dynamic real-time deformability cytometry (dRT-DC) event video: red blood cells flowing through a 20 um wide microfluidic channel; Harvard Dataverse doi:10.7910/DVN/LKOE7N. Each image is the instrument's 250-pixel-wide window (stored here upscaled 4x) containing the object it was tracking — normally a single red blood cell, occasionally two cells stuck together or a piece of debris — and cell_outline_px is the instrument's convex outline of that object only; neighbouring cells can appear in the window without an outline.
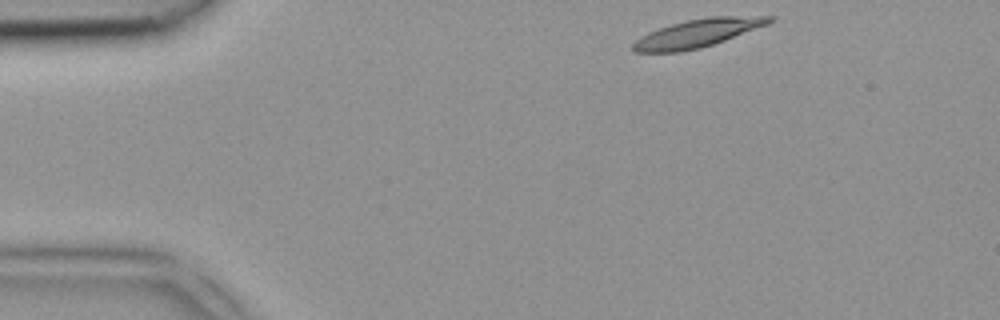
{"species": "common noctule bat (a hibernating species)", "species_latin": "Nyctalus noctula", "temperature_condition": "room temperature", "stored_images_in_passage": 4, "camera_frame_rate_fps": 3000, "um_per_image_px": 0.085, "animal": {"sex": "female", "body_mass_g": 18.4}, "frame": {"image": 1, "passage_image": 1, "time_ms": 0.0, "image_size_px": [1000, 320], "cell_outline_px": [[776, 20], [768, 24], [724, 40], [700, 48], [680, 52], [636, 52], [632, 48], [632, 44], [640, 36], [648, 32], [672, 24], [688, 20], [708, 16], [776, 16]], "centroid_in_image_um": [59.31, 2.81], "position_along_channel_um": 25.7, "area_um2": 22.14}}
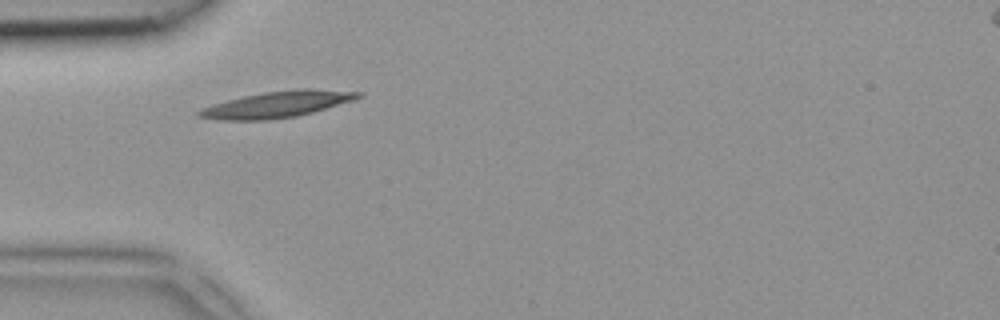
{"frame": {"image": 2, "passage_image": 3, "time_ms": 0.667, "image_size_px": [1000, 320], "cell_outline_px": [[364, 96], [352, 100], [312, 112], [296, 116], [268, 120], [220, 120], [196, 116], [196, 112], [200, 108], [212, 104], [244, 96], [264, 92], [296, 88], [312, 88], [364, 92]], "centroid_in_image_um": [23.55, 8.86], "position_along_channel_um": 61.4, "area_um2": 24.39}}